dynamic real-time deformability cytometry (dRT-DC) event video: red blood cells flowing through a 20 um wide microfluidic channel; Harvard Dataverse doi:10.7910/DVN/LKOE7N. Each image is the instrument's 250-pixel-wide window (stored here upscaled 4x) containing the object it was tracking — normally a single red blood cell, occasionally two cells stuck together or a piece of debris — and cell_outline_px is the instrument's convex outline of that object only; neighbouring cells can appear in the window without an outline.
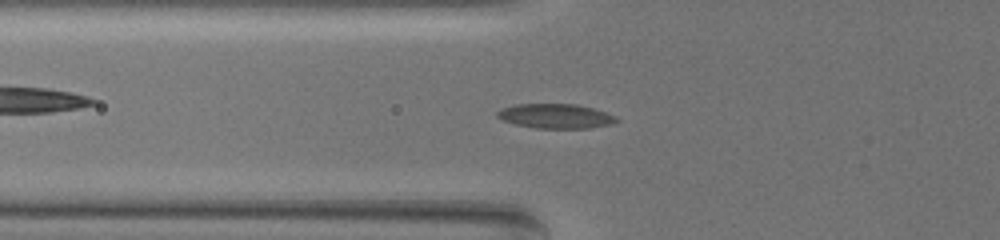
{"species": "common noctule bat (a hibernating species)", "species_latin": "Nyctalus noctula", "temperature_condition": "warm", "stored_images_in_passage": 63, "camera_frame_rate_fps": 3000, "um_per_image_px": 0.085, "animal": {"sex": "female", "body_mass_g": 19.5, "forearm_length_mm": 54.1}, "frame": {"image": 1, "passage_image": 26, "time_ms": 8.333, "image_size_px": [1000, 240], "cell_outline_px": [[620, 120], [608, 124], [588, 128], [536, 128], [516, 124], [504, 120], [496, 116], [496, 112], [500, 108], [516, 104], [576, 104], [592, 108], [604, 112]], "centroid_in_image_um": [47.16, 9.86], "position_along_channel_um": 78.6, "area_um2": 16.76}}
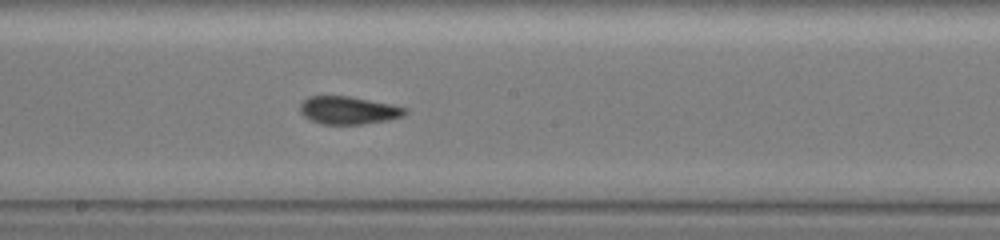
{"frame": {"image": 2, "passage_image": 38, "time_ms": 12.333, "image_size_px": [1000, 240], "cell_outline_px": [[408, 112], [400, 116], [388, 120], [360, 124], [324, 124], [312, 120], [304, 116], [300, 112], [300, 104], [308, 96], [348, 96], [408, 108]], "centroid_in_image_um": [29.59, 9.37], "position_along_channel_um": 218.6, "area_um2": 16.7}}
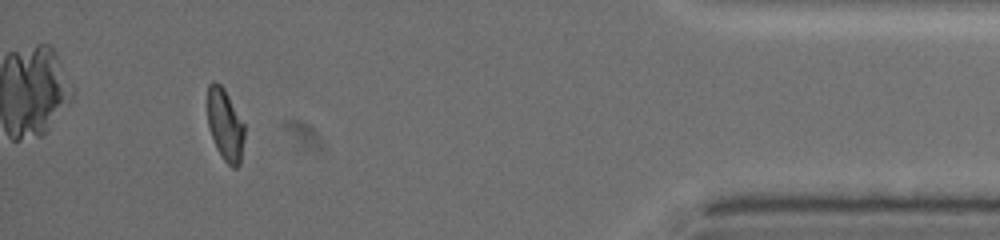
{"frame": {"image": 3, "passage_image": 59, "time_ms": 19.333, "image_size_px": [1000, 240], "cell_outline_px": [[244, 136], [240, 164], [236, 168], [232, 168], [224, 160], [216, 148], [208, 124], [208, 84], [212, 80], [216, 80], [224, 88], [244, 124]], "centroid_in_image_um": [19.13, 10.6], "position_along_channel_um": 416.1, "area_um2": 15.37}, "authors_computed_cell_mechanics": {"area_um2": 16.5886, "velocity_mm_per_s": 3.5162, "shape_relaxation_time_tau1_ms": null, "shape_relaxation_time_tau2_ms": 1.7509, "deformation_change_tau1": null, "deformation_change_tau2": 0.061}}